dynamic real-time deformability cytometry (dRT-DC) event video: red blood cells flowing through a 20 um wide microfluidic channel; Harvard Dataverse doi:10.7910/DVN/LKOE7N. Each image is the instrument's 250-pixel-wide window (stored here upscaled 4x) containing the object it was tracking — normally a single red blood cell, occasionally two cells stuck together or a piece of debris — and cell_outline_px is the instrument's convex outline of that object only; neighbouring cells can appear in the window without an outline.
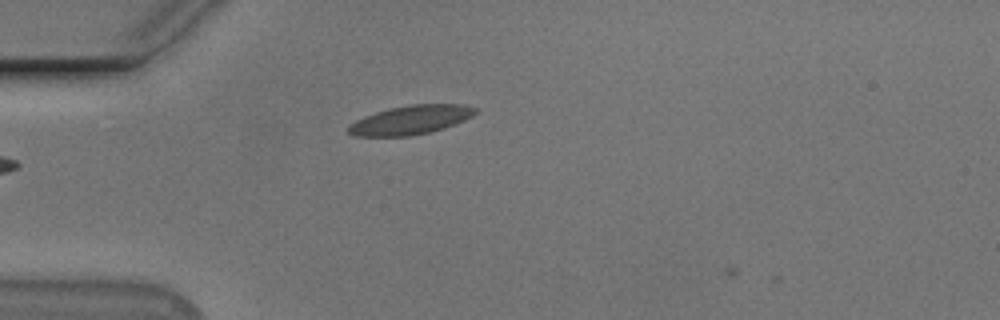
{"species": "Egyptian fruit bat (a non-hibernating species)", "species_latin": "Rousettus aegyptiacus", "temperature_condition": "cold", "stored_images_in_passage": 4, "camera_frame_rate_fps": 3000, "um_per_image_px": 0.085, "animal": {"sex": "male"}, "frame": {"image": 1, "passage_image": 2, "time_ms": 0.333, "image_size_px": [1000, 320], "cell_outline_px": [[476, 112], [472, 116], [464, 120], [444, 128], [428, 132], [408, 136], [356, 136], [348, 132], [348, 124], [364, 116], [376, 112], [392, 108], [412, 104], [464, 104], [476, 108]], "centroid_in_image_um": [34.9, 10.19], "position_along_channel_um": 50.1, "area_um2": 21.21}}